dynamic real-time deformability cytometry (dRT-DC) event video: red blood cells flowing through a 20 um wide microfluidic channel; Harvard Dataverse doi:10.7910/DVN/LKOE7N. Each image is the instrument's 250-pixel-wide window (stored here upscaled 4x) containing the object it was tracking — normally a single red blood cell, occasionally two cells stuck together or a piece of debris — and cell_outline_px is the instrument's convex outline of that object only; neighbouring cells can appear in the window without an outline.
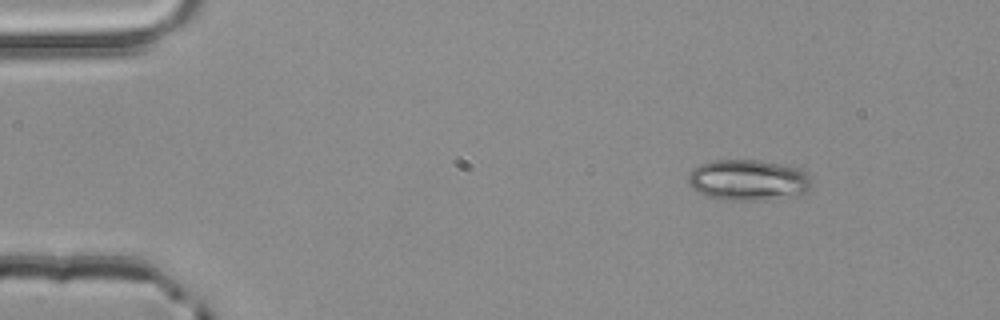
{"species": "common noctule bat (a hibernating species)", "species_latin": "Nyctalus noctula", "temperature_condition": "room temperature", "stored_images_in_passage": 4, "camera_frame_rate_fps": 3000, "um_per_image_px": 0.085, "animal": {"sex": "male", "body_mass_g": 20.4}, "frame": {"image": 1, "passage_image": 1, "time_ms": 0.0, "image_size_px": [1000, 320], "cell_outline_px": [[812, 188], [800, 196], [760, 200], [724, 200], [708, 196], [692, 188], [688, 184], [688, 176], [692, 168], [700, 164], [712, 160], [760, 160], [800, 168], [808, 176], [812, 184]], "centroid_in_image_um": [63.61, 15.31], "position_along_channel_um": 21.4, "area_um2": 29.71}}
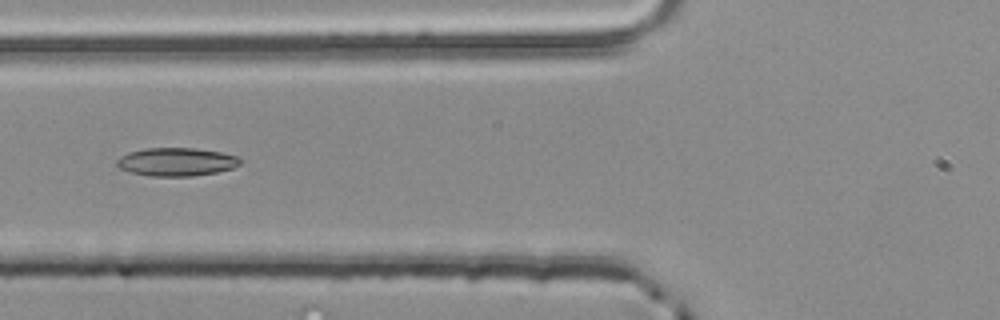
{"frame": {"image": 2, "passage_image": 4, "time_ms": 1.0, "image_size_px": [1000, 320], "cell_outline_px": [[240, 164], [232, 168], [216, 172], [192, 176], [152, 176], [132, 172], [120, 168], [116, 164], [116, 160], [120, 156], [128, 152], [144, 148], [192, 148], [220, 152], [236, 156], [240, 160]], "centroid_in_image_um": [14.96, 13.75], "position_along_channel_um": 110.8, "area_um2": 20.11}}